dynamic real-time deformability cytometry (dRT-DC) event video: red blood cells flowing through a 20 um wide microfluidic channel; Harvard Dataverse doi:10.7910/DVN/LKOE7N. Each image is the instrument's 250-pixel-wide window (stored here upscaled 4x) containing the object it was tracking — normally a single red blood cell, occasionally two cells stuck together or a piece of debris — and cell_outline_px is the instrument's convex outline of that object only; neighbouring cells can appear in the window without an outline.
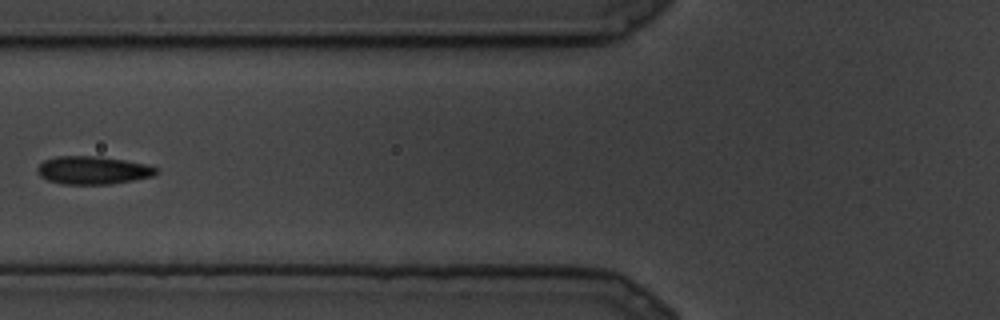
{"species": "common noctule bat (a hibernating species)", "species_latin": "Nyctalus noctula", "temperature_condition": "cold", "stored_images_in_passage": 11, "camera_frame_rate_fps": 3000, "um_per_image_px": 0.085, "animal": {"sex": "male", "body_mass_g": 19.5, "forearm_length_mm": 54.6}, "frame": {"image": 1, "passage_image": 10, "time_ms": 3.0, "image_size_px": [1000, 320], "cell_outline_px": [[160, 168], [152, 176], [132, 180], [108, 184], [60, 184], [48, 180], [40, 176], [36, 172], [36, 168], [44, 160], [56, 156], [100, 156], [148, 164]], "centroid_in_image_um": [7.87, 14.46], "position_along_channel_um": 117.9, "area_um2": 19.48}}